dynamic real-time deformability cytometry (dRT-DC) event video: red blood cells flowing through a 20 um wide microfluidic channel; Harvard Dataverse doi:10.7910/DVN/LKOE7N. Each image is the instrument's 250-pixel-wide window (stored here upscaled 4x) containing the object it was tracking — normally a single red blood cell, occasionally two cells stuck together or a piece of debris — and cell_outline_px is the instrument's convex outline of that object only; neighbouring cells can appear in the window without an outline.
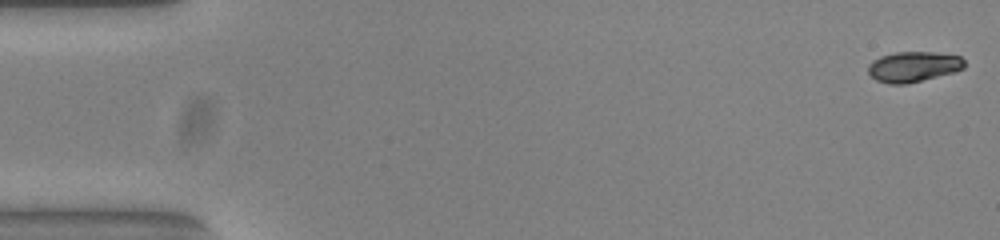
{"species": "common noctule bat (a hibernating species)", "species_latin": "Nyctalus noctula", "temperature_condition": "warm", "stored_images_in_passage": 9, "camera_frame_rate_fps": 3000, "um_per_image_px": 0.085, "animal": {"sex": "female", "body_mass_g": 23.0, "forearm_length_mm": 53.4}, "frame": {"image": 1, "passage_image": 1, "time_ms": 0.0, "image_size_px": [1000, 240], "cell_outline_px": [[964, 68], [956, 72], [908, 84], [888, 84], [876, 80], [868, 72], [868, 64], [872, 60], [880, 56], [896, 52], [936, 52], [960, 56], [964, 60]], "centroid_in_image_um": [77.64, 5.67], "position_along_channel_um": 7.4, "area_um2": 17.28}}